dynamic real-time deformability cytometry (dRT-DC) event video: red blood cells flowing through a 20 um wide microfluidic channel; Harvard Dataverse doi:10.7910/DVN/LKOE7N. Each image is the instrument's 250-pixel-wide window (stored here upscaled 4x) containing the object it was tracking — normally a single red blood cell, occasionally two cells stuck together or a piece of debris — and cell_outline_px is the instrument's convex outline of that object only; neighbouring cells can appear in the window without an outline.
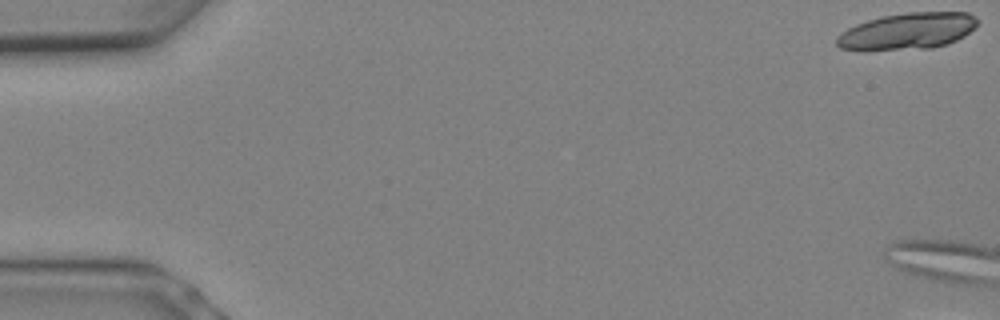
{"species": "Egyptian fruit bat (a non-hibernating species)", "species_latin": "Rousettus aegyptiacus", "temperature_condition": "warm", "stored_images_in_passage": 13, "camera_frame_rate_fps": 3000, "um_per_image_px": 0.085, "animal": {"sex": "female"}, "frame": {"image": 1, "passage_image": 1, "time_ms": 0.0, "image_size_px": [1000, 320], "cell_outline_px": [[980, 20], [964, 36], [948, 44], [932, 48], [864, 52], [860, 52], [840, 48], [836, 44], [836, 36], [848, 28], [856, 24], [868, 20], [884, 16], [908, 12], [968, 12], [976, 16]], "centroid_in_image_um": [77.09, 2.68], "position_along_channel_um": 7.9, "area_um2": 30.58}}
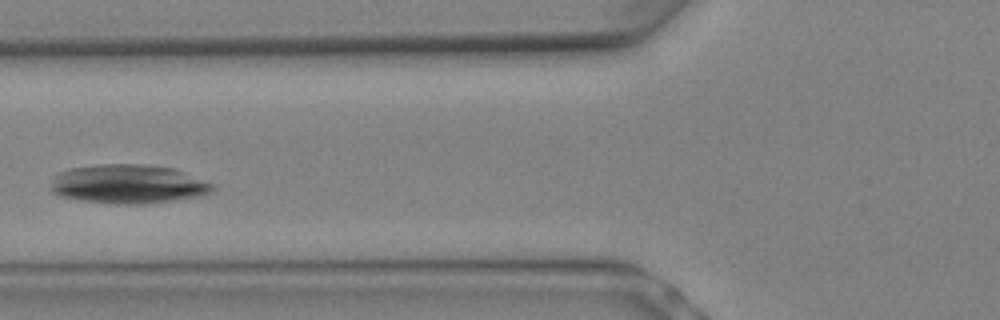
{"frame": {"image": 2, "passage_image": 11, "time_ms": 3.333, "image_size_px": [1000, 320], "cell_outline_px": [[216, 188], [212, 192], [196, 196], [172, 200], [140, 204], [116, 204], [84, 200], [60, 196], [52, 192], [52, 176], [68, 168], [96, 164], [144, 164], [176, 168], [212, 184]], "centroid_in_image_um": [10.87, 15.63], "position_along_channel_um": 114.9, "area_um2": 36.7}}